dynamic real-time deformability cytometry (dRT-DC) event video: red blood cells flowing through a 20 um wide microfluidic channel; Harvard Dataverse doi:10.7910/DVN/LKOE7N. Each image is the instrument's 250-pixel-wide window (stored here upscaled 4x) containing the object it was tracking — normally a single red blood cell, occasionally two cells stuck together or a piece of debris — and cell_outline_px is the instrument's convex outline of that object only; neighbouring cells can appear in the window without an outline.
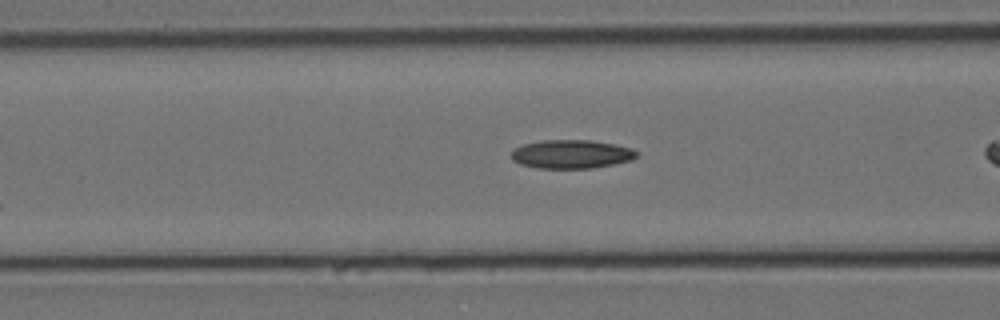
{"species": "Egyptian fruit bat (a non-hibernating species)", "species_latin": "Rousettus aegyptiacus", "temperature_condition": "cold", "stored_images_in_passage": 13, "camera_frame_rate_fps": 3000, "um_per_image_px": 0.085, "animal": {"sex": "female"}, "frame": {"image": 1, "passage_image": 10, "time_ms": 3.0, "image_size_px": [1000, 320], "cell_outline_px": [[636, 156], [632, 160], [592, 168], [536, 168], [520, 164], [512, 160], [512, 148], [524, 144], [544, 140], [588, 140], [612, 144], [632, 148], [636, 152]], "centroid_in_image_um": [48.52, 13.1], "position_along_channel_um": 118.1, "area_um2": 20.75}}